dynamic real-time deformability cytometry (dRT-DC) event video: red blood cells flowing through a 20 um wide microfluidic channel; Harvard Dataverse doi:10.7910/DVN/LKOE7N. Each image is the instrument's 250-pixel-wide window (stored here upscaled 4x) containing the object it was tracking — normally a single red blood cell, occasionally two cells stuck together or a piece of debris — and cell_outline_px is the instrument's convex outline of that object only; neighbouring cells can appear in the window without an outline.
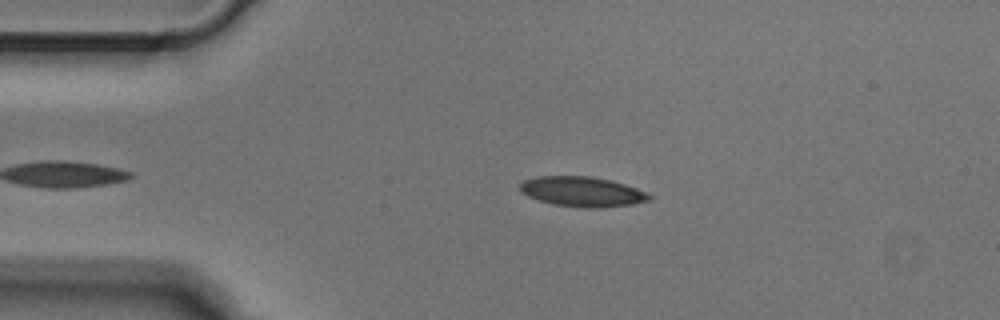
{"species": "Egyptian fruit bat (a non-hibernating species)", "species_latin": "Rousettus aegyptiacus", "temperature_condition": "cold", "stored_images_in_passage": 2, "camera_frame_rate_fps": 3000, "um_per_image_px": 0.085, "animal": {"sex": "male"}, "frame": {"image": 1, "passage_image": 1, "time_ms": 0.0, "image_size_px": [1000, 320], "cell_outline_px": [[652, 200], [632, 204], [600, 208], [584, 208], [552, 204], [528, 196], [520, 192], [520, 184], [524, 180], [536, 176], [588, 176], [612, 180], [648, 192], [652, 196]], "centroid_in_image_um": [49.51, 16.29], "position_along_channel_um": 35.5, "area_um2": 22.72}}